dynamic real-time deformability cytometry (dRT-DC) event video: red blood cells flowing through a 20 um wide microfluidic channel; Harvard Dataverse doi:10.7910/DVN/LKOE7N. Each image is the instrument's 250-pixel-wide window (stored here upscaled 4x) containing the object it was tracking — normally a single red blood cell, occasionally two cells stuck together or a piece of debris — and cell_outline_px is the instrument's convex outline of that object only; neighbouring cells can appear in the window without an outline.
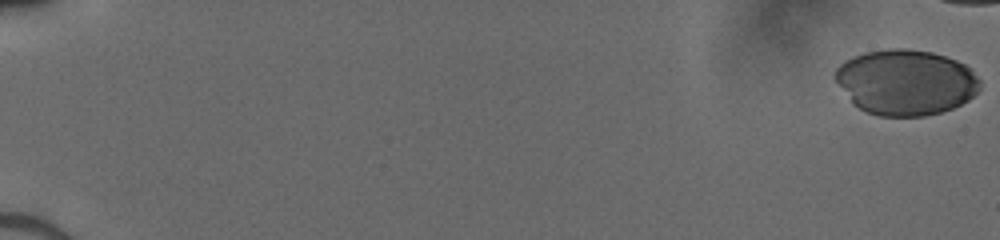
{"species": "human", "species_latin": "Homo sapiens", "temperature_condition": "cold", "stored_images_in_passage": 17, "camera_frame_rate_fps": 3000, "um_per_image_px": 0.085, "donor": {"sex": "male"}, "frame": {"image": 1, "passage_image": 1, "time_ms": 0.0, "image_size_px": [1000, 240], "cell_outline_px": [[980, 88], [968, 100], [952, 108], [940, 112], [924, 116], [880, 116], [864, 112], [852, 104], [832, 76], [836, 68], [844, 60], [864, 52], [888, 48], [904, 48], [932, 52], [956, 60], [972, 68], [980, 80]], "centroid_in_image_um": [76.95, 6.99], "position_along_channel_um": 8.0, "area_um2": 55.72}}
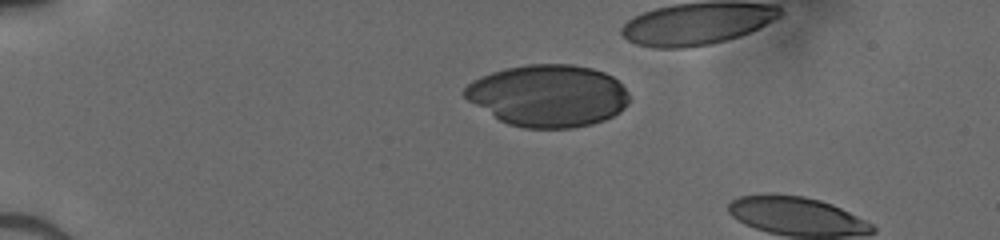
{"frame": {"image": 2, "passage_image": 14, "time_ms": 4.333, "image_size_px": [1000, 240], "cell_outline_px": [[628, 104], [620, 112], [604, 120], [592, 124], [572, 128], [524, 128], [508, 124], [500, 120], [468, 100], [460, 92], [472, 80], [480, 76], [504, 68], [528, 64], [572, 64], [592, 68], [604, 72], [612, 76], [628, 92]], "centroid_in_image_um": [46.58, 8.12], "position_along_channel_um": 38.4, "area_um2": 59.59}}